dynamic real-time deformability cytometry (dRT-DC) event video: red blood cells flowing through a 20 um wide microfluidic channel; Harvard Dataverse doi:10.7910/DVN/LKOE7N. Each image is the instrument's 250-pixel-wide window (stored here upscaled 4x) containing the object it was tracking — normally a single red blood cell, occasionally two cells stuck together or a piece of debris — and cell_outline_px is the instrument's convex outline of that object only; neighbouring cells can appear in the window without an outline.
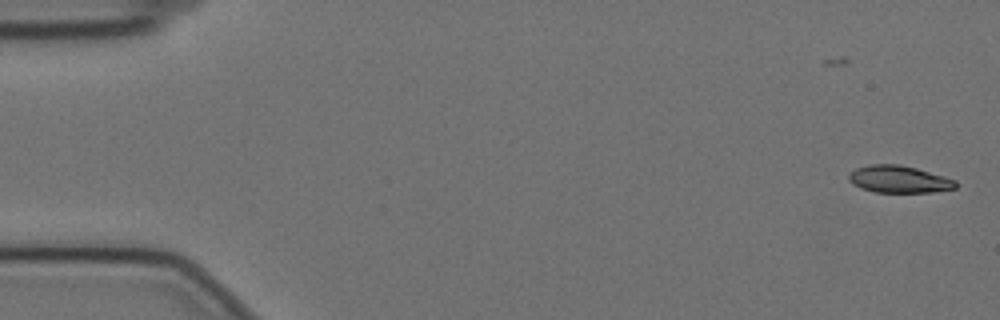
{"species": "Egyptian fruit bat (a non-hibernating species)", "species_latin": "Rousettus aegyptiacus", "temperature_condition": "cold", "stored_images_in_passage": 57, "camera_frame_rate_fps": 3000, "um_per_image_px": 0.085, "animal": {"sex": "female"}, "frame": {"image": 1, "passage_image": 1, "time_ms": 0.0, "image_size_px": [1000, 320], "cell_outline_px": [[956, 188], [932, 192], [876, 192], [860, 188], [852, 184], [848, 180], [848, 176], [856, 168], [868, 164], [896, 164], [916, 168], [944, 176], [956, 180]], "centroid_in_image_um": [76.39, 15.23], "position_along_channel_um": 8.6, "area_um2": 16.88}}
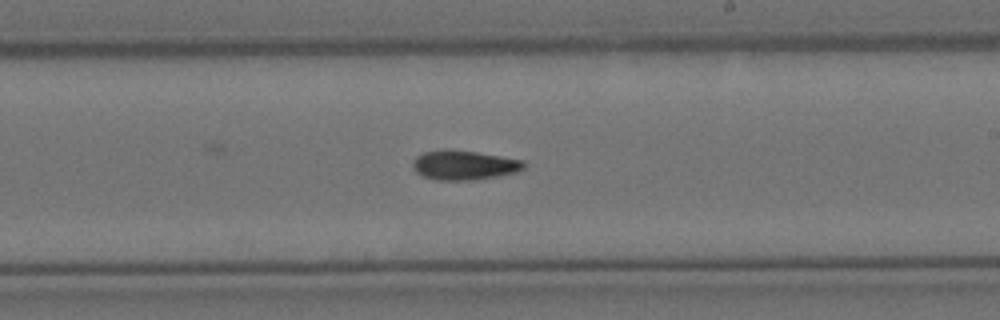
{"frame": {"image": 2, "passage_image": 33, "time_ms": 10.667, "image_size_px": [1000, 320], "cell_outline_px": [[524, 168], [516, 172], [500, 176], [476, 180], [440, 180], [424, 176], [416, 172], [412, 168], [412, 160], [416, 156], [424, 152], [476, 152], [524, 160]], "centroid_in_image_um": [39.48, 14.08], "position_along_channel_um": 249.5, "area_um2": 18.5}}
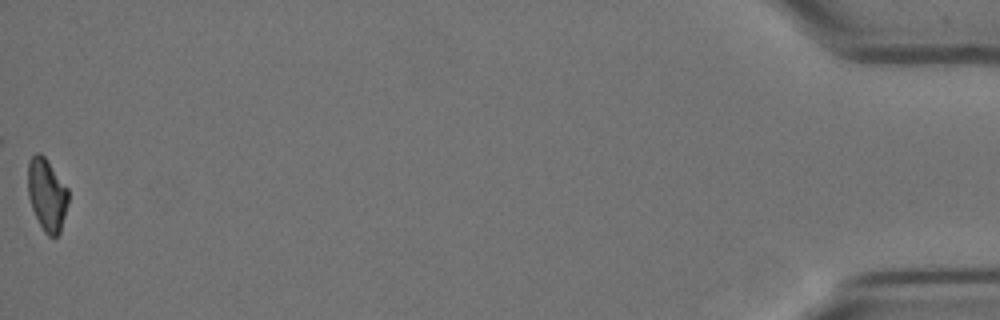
{"frame": {"image": 3, "passage_image": 57, "time_ms": 18.667, "image_size_px": [1000, 320], "cell_outline_px": [[68, 204], [60, 232], [56, 236], [48, 236], [44, 232], [32, 208], [28, 196], [28, 160], [36, 152], [40, 152], [44, 156], [68, 188]], "centroid_in_image_um": [3.99, 16.53], "position_along_channel_um": 431.2, "area_um2": 16.99}, "authors_computed_cell_mechanics": {"area_um2": 18.2648, "velocity_mm_per_s": 3.5174, "shape_relaxation_time_tau1_ms": 11.0849, "shape_relaxation_time_tau2_ms": null, "deformation_change_tau1": 0.2244, "deformation_change_tau2": null}}